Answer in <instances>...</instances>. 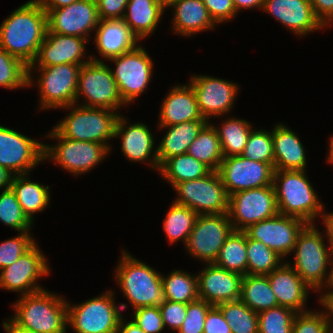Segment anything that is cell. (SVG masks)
Wrapping results in <instances>:
<instances>
[{
	"instance_id": "cell-1",
	"label": "cell",
	"mask_w": 333,
	"mask_h": 333,
	"mask_svg": "<svg viewBox=\"0 0 333 333\" xmlns=\"http://www.w3.org/2000/svg\"><path fill=\"white\" fill-rule=\"evenodd\" d=\"M46 31V11L36 0L27 1L1 23L0 48L30 66Z\"/></svg>"
},
{
	"instance_id": "cell-2",
	"label": "cell",
	"mask_w": 333,
	"mask_h": 333,
	"mask_svg": "<svg viewBox=\"0 0 333 333\" xmlns=\"http://www.w3.org/2000/svg\"><path fill=\"white\" fill-rule=\"evenodd\" d=\"M316 227L307 224L299 233L293 250L294 264L290 265L313 291L321 292L324 287H330L333 279V250L325 245L324 237Z\"/></svg>"
},
{
	"instance_id": "cell-3",
	"label": "cell",
	"mask_w": 333,
	"mask_h": 333,
	"mask_svg": "<svg viewBox=\"0 0 333 333\" xmlns=\"http://www.w3.org/2000/svg\"><path fill=\"white\" fill-rule=\"evenodd\" d=\"M11 320L35 333H66L67 301L46 289L21 296Z\"/></svg>"
},
{
	"instance_id": "cell-4",
	"label": "cell",
	"mask_w": 333,
	"mask_h": 333,
	"mask_svg": "<svg viewBox=\"0 0 333 333\" xmlns=\"http://www.w3.org/2000/svg\"><path fill=\"white\" fill-rule=\"evenodd\" d=\"M306 175V170H274L273 186L280 214L314 224L324 208Z\"/></svg>"
},
{
	"instance_id": "cell-5",
	"label": "cell",
	"mask_w": 333,
	"mask_h": 333,
	"mask_svg": "<svg viewBox=\"0 0 333 333\" xmlns=\"http://www.w3.org/2000/svg\"><path fill=\"white\" fill-rule=\"evenodd\" d=\"M115 279L133 309L160 306L164 299L162 274L123 251Z\"/></svg>"
},
{
	"instance_id": "cell-6",
	"label": "cell",
	"mask_w": 333,
	"mask_h": 333,
	"mask_svg": "<svg viewBox=\"0 0 333 333\" xmlns=\"http://www.w3.org/2000/svg\"><path fill=\"white\" fill-rule=\"evenodd\" d=\"M64 108L72 109L68 116L53 127L63 137L96 142L112 149L107 141L114 138L116 122L120 114L107 108L84 107L81 104H72Z\"/></svg>"
},
{
	"instance_id": "cell-7",
	"label": "cell",
	"mask_w": 333,
	"mask_h": 333,
	"mask_svg": "<svg viewBox=\"0 0 333 333\" xmlns=\"http://www.w3.org/2000/svg\"><path fill=\"white\" fill-rule=\"evenodd\" d=\"M114 292L108 290L100 296L80 304L67 302V324L75 333H118L119 322L127 305L118 306Z\"/></svg>"
},
{
	"instance_id": "cell-8",
	"label": "cell",
	"mask_w": 333,
	"mask_h": 333,
	"mask_svg": "<svg viewBox=\"0 0 333 333\" xmlns=\"http://www.w3.org/2000/svg\"><path fill=\"white\" fill-rule=\"evenodd\" d=\"M91 59L79 71L75 104L79 103L78 100L83 95L86 103L81 106L118 110L125 103L110 67L94 56Z\"/></svg>"
},
{
	"instance_id": "cell-9",
	"label": "cell",
	"mask_w": 333,
	"mask_h": 333,
	"mask_svg": "<svg viewBox=\"0 0 333 333\" xmlns=\"http://www.w3.org/2000/svg\"><path fill=\"white\" fill-rule=\"evenodd\" d=\"M82 65L84 64L28 67V87L34 83L32 70L36 68L40 74L36 85L40 90L41 109H62L75 104L78 76Z\"/></svg>"
},
{
	"instance_id": "cell-10",
	"label": "cell",
	"mask_w": 333,
	"mask_h": 333,
	"mask_svg": "<svg viewBox=\"0 0 333 333\" xmlns=\"http://www.w3.org/2000/svg\"><path fill=\"white\" fill-rule=\"evenodd\" d=\"M174 203L187 206L198 215L228 213L229 195L218 171L176 184Z\"/></svg>"
},
{
	"instance_id": "cell-11",
	"label": "cell",
	"mask_w": 333,
	"mask_h": 333,
	"mask_svg": "<svg viewBox=\"0 0 333 333\" xmlns=\"http://www.w3.org/2000/svg\"><path fill=\"white\" fill-rule=\"evenodd\" d=\"M47 138H53L59 142L52 146L44 144V160H54L53 162L75 176L90 171L110 152L104 144L67 139L55 128L51 129Z\"/></svg>"
},
{
	"instance_id": "cell-12",
	"label": "cell",
	"mask_w": 333,
	"mask_h": 333,
	"mask_svg": "<svg viewBox=\"0 0 333 333\" xmlns=\"http://www.w3.org/2000/svg\"><path fill=\"white\" fill-rule=\"evenodd\" d=\"M278 213L273 185L240 191L229 196L228 216L233 230L244 231L250 225Z\"/></svg>"
},
{
	"instance_id": "cell-13",
	"label": "cell",
	"mask_w": 333,
	"mask_h": 333,
	"mask_svg": "<svg viewBox=\"0 0 333 333\" xmlns=\"http://www.w3.org/2000/svg\"><path fill=\"white\" fill-rule=\"evenodd\" d=\"M116 66L112 70L113 77L118 86L121 98L127 105L144 93L152 79L153 61L142 45L109 59Z\"/></svg>"
},
{
	"instance_id": "cell-14",
	"label": "cell",
	"mask_w": 333,
	"mask_h": 333,
	"mask_svg": "<svg viewBox=\"0 0 333 333\" xmlns=\"http://www.w3.org/2000/svg\"><path fill=\"white\" fill-rule=\"evenodd\" d=\"M232 231L228 213L197 215L185 245L186 251L205 264L214 263Z\"/></svg>"
},
{
	"instance_id": "cell-15",
	"label": "cell",
	"mask_w": 333,
	"mask_h": 333,
	"mask_svg": "<svg viewBox=\"0 0 333 333\" xmlns=\"http://www.w3.org/2000/svg\"><path fill=\"white\" fill-rule=\"evenodd\" d=\"M44 162V143L0 126V166L13 175L28 174Z\"/></svg>"
},
{
	"instance_id": "cell-16",
	"label": "cell",
	"mask_w": 333,
	"mask_h": 333,
	"mask_svg": "<svg viewBox=\"0 0 333 333\" xmlns=\"http://www.w3.org/2000/svg\"><path fill=\"white\" fill-rule=\"evenodd\" d=\"M228 195L273 185L274 167L241 155L224 157L218 170Z\"/></svg>"
},
{
	"instance_id": "cell-17",
	"label": "cell",
	"mask_w": 333,
	"mask_h": 333,
	"mask_svg": "<svg viewBox=\"0 0 333 333\" xmlns=\"http://www.w3.org/2000/svg\"><path fill=\"white\" fill-rule=\"evenodd\" d=\"M43 254L35 243L14 264L0 270V288L20 292V296L43 290L37 280L50 273L48 261Z\"/></svg>"
},
{
	"instance_id": "cell-18",
	"label": "cell",
	"mask_w": 333,
	"mask_h": 333,
	"mask_svg": "<svg viewBox=\"0 0 333 333\" xmlns=\"http://www.w3.org/2000/svg\"><path fill=\"white\" fill-rule=\"evenodd\" d=\"M307 223L297 217L277 215L250 225L244 230L253 240H258L280 257H286L294 250L297 237Z\"/></svg>"
},
{
	"instance_id": "cell-19",
	"label": "cell",
	"mask_w": 333,
	"mask_h": 333,
	"mask_svg": "<svg viewBox=\"0 0 333 333\" xmlns=\"http://www.w3.org/2000/svg\"><path fill=\"white\" fill-rule=\"evenodd\" d=\"M47 30L90 40V31L100 22L96 0H78L68 6L45 10Z\"/></svg>"
},
{
	"instance_id": "cell-20",
	"label": "cell",
	"mask_w": 333,
	"mask_h": 333,
	"mask_svg": "<svg viewBox=\"0 0 333 333\" xmlns=\"http://www.w3.org/2000/svg\"><path fill=\"white\" fill-rule=\"evenodd\" d=\"M196 95V100L203 118L223 116L230 112L239 86L231 81L207 75H197L189 83Z\"/></svg>"
},
{
	"instance_id": "cell-21",
	"label": "cell",
	"mask_w": 333,
	"mask_h": 333,
	"mask_svg": "<svg viewBox=\"0 0 333 333\" xmlns=\"http://www.w3.org/2000/svg\"><path fill=\"white\" fill-rule=\"evenodd\" d=\"M88 39L46 31L35 60L28 67H47L59 64H85V44ZM84 58V59H83ZM82 59V60H81Z\"/></svg>"
},
{
	"instance_id": "cell-22",
	"label": "cell",
	"mask_w": 333,
	"mask_h": 333,
	"mask_svg": "<svg viewBox=\"0 0 333 333\" xmlns=\"http://www.w3.org/2000/svg\"><path fill=\"white\" fill-rule=\"evenodd\" d=\"M242 278L214 263L207 264L197 275L198 297L212 306L240 300Z\"/></svg>"
},
{
	"instance_id": "cell-23",
	"label": "cell",
	"mask_w": 333,
	"mask_h": 333,
	"mask_svg": "<svg viewBox=\"0 0 333 333\" xmlns=\"http://www.w3.org/2000/svg\"><path fill=\"white\" fill-rule=\"evenodd\" d=\"M262 10L301 37L325 28L315 16L310 0H264Z\"/></svg>"
},
{
	"instance_id": "cell-24",
	"label": "cell",
	"mask_w": 333,
	"mask_h": 333,
	"mask_svg": "<svg viewBox=\"0 0 333 333\" xmlns=\"http://www.w3.org/2000/svg\"><path fill=\"white\" fill-rule=\"evenodd\" d=\"M114 137H120L122 153L129 161L145 162L147 160L152 169H158L159 172L157 148L153 150L155 139L146 124L140 122L128 125L124 115H120L116 122Z\"/></svg>"
},
{
	"instance_id": "cell-25",
	"label": "cell",
	"mask_w": 333,
	"mask_h": 333,
	"mask_svg": "<svg viewBox=\"0 0 333 333\" xmlns=\"http://www.w3.org/2000/svg\"><path fill=\"white\" fill-rule=\"evenodd\" d=\"M278 305L305 312L308 292L311 288L302 280L290 262H284L267 275ZM305 307V308H304Z\"/></svg>"
},
{
	"instance_id": "cell-26",
	"label": "cell",
	"mask_w": 333,
	"mask_h": 333,
	"mask_svg": "<svg viewBox=\"0 0 333 333\" xmlns=\"http://www.w3.org/2000/svg\"><path fill=\"white\" fill-rule=\"evenodd\" d=\"M163 99L158 126H173L193 120H206L200 113L196 95L190 84L171 88Z\"/></svg>"
},
{
	"instance_id": "cell-27",
	"label": "cell",
	"mask_w": 333,
	"mask_h": 333,
	"mask_svg": "<svg viewBox=\"0 0 333 333\" xmlns=\"http://www.w3.org/2000/svg\"><path fill=\"white\" fill-rule=\"evenodd\" d=\"M95 45L99 54L112 59L135 49L139 40L123 19L100 20L95 29Z\"/></svg>"
},
{
	"instance_id": "cell-28",
	"label": "cell",
	"mask_w": 333,
	"mask_h": 333,
	"mask_svg": "<svg viewBox=\"0 0 333 333\" xmlns=\"http://www.w3.org/2000/svg\"><path fill=\"white\" fill-rule=\"evenodd\" d=\"M274 170H306L304 146L294 131L284 124L272 130Z\"/></svg>"
},
{
	"instance_id": "cell-29",
	"label": "cell",
	"mask_w": 333,
	"mask_h": 333,
	"mask_svg": "<svg viewBox=\"0 0 333 333\" xmlns=\"http://www.w3.org/2000/svg\"><path fill=\"white\" fill-rule=\"evenodd\" d=\"M208 123V120H193L173 126H159L160 129L168 130L156 146L159 167L169 158L186 154L189 146Z\"/></svg>"
},
{
	"instance_id": "cell-30",
	"label": "cell",
	"mask_w": 333,
	"mask_h": 333,
	"mask_svg": "<svg viewBox=\"0 0 333 333\" xmlns=\"http://www.w3.org/2000/svg\"><path fill=\"white\" fill-rule=\"evenodd\" d=\"M174 9L173 31L186 37L217 25L211 18L203 0H178L168 6ZM214 27V28H213Z\"/></svg>"
},
{
	"instance_id": "cell-31",
	"label": "cell",
	"mask_w": 333,
	"mask_h": 333,
	"mask_svg": "<svg viewBox=\"0 0 333 333\" xmlns=\"http://www.w3.org/2000/svg\"><path fill=\"white\" fill-rule=\"evenodd\" d=\"M165 9L161 0H128L123 21L142 40L156 30Z\"/></svg>"
},
{
	"instance_id": "cell-32",
	"label": "cell",
	"mask_w": 333,
	"mask_h": 333,
	"mask_svg": "<svg viewBox=\"0 0 333 333\" xmlns=\"http://www.w3.org/2000/svg\"><path fill=\"white\" fill-rule=\"evenodd\" d=\"M28 174L14 175L11 189L22 207L24 214L33 223L34 213L44 211L49 205V186L28 179Z\"/></svg>"
},
{
	"instance_id": "cell-33",
	"label": "cell",
	"mask_w": 333,
	"mask_h": 333,
	"mask_svg": "<svg viewBox=\"0 0 333 333\" xmlns=\"http://www.w3.org/2000/svg\"><path fill=\"white\" fill-rule=\"evenodd\" d=\"M240 300L256 313L279 306L267 275L243 276Z\"/></svg>"
},
{
	"instance_id": "cell-34",
	"label": "cell",
	"mask_w": 333,
	"mask_h": 333,
	"mask_svg": "<svg viewBox=\"0 0 333 333\" xmlns=\"http://www.w3.org/2000/svg\"><path fill=\"white\" fill-rule=\"evenodd\" d=\"M187 154L202 162L211 171H218L224 159L218 133L210 122L189 146Z\"/></svg>"
},
{
	"instance_id": "cell-35",
	"label": "cell",
	"mask_w": 333,
	"mask_h": 333,
	"mask_svg": "<svg viewBox=\"0 0 333 333\" xmlns=\"http://www.w3.org/2000/svg\"><path fill=\"white\" fill-rule=\"evenodd\" d=\"M214 264L230 272L247 275V235L244 231H232Z\"/></svg>"
},
{
	"instance_id": "cell-36",
	"label": "cell",
	"mask_w": 333,
	"mask_h": 333,
	"mask_svg": "<svg viewBox=\"0 0 333 333\" xmlns=\"http://www.w3.org/2000/svg\"><path fill=\"white\" fill-rule=\"evenodd\" d=\"M159 171L163 179L174 187L178 183L206 176L211 170L186 153L169 158Z\"/></svg>"
},
{
	"instance_id": "cell-37",
	"label": "cell",
	"mask_w": 333,
	"mask_h": 333,
	"mask_svg": "<svg viewBox=\"0 0 333 333\" xmlns=\"http://www.w3.org/2000/svg\"><path fill=\"white\" fill-rule=\"evenodd\" d=\"M224 157L239 156L242 154L252 126L244 119L230 118L216 127Z\"/></svg>"
},
{
	"instance_id": "cell-38",
	"label": "cell",
	"mask_w": 333,
	"mask_h": 333,
	"mask_svg": "<svg viewBox=\"0 0 333 333\" xmlns=\"http://www.w3.org/2000/svg\"><path fill=\"white\" fill-rule=\"evenodd\" d=\"M164 299L188 304L199 299L197 275L173 270L167 277L162 275Z\"/></svg>"
},
{
	"instance_id": "cell-39",
	"label": "cell",
	"mask_w": 333,
	"mask_h": 333,
	"mask_svg": "<svg viewBox=\"0 0 333 333\" xmlns=\"http://www.w3.org/2000/svg\"><path fill=\"white\" fill-rule=\"evenodd\" d=\"M170 206L163 222L164 233L170 243L182 240L185 246L198 214L174 202Z\"/></svg>"
},
{
	"instance_id": "cell-40",
	"label": "cell",
	"mask_w": 333,
	"mask_h": 333,
	"mask_svg": "<svg viewBox=\"0 0 333 333\" xmlns=\"http://www.w3.org/2000/svg\"><path fill=\"white\" fill-rule=\"evenodd\" d=\"M232 333H258V313L241 300L217 305Z\"/></svg>"
},
{
	"instance_id": "cell-41",
	"label": "cell",
	"mask_w": 333,
	"mask_h": 333,
	"mask_svg": "<svg viewBox=\"0 0 333 333\" xmlns=\"http://www.w3.org/2000/svg\"><path fill=\"white\" fill-rule=\"evenodd\" d=\"M282 260L262 242L247 236V274L268 275L282 264Z\"/></svg>"
},
{
	"instance_id": "cell-42",
	"label": "cell",
	"mask_w": 333,
	"mask_h": 333,
	"mask_svg": "<svg viewBox=\"0 0 333 333\" xmlns=\"http://www.w3.org/2000/svg\"><path fill=\"white\" fill-rule=\"evenodd\" d=\"M0 221L19 232H29L33 223L24 214L11 188L0 194Z\"/></svg>"
},
{
	"instance_id": "cell-43",
	"label": "cell",
	"mask_w": 333,
	"mask_h": 333,
	"mask_svg": "<svg viewBox=\"0 0 333 333\" xmlns=\"http://www.w3.org/2000/svg\"><path fill=\"white\" fill-rule=\"evenodd\" d=\"M0 86L19 89L28 86V66L0 48Z\"/></svg>"
},
{
	"instance_id": "cell-44",
	"label": "cell",
	"mask_w": 333,
	"mask_h": 333,
	"mask_svg": "<svg viewBox=\"0 0 333 333\" xmlns=\"http://www.w3.org/2000/svg\"><path fill=\"white\" fill-rule=\"evenodd\" d=\"M296 313L285 306L258 313V333H292Z\"/></svg>"
},
{
	"instance_id": "cell-45",
	"label": "cell",
	"mask_w": 333,
	"mask_h": 333,
	"mask_svg": "<svg viewBox=\"0 0 333 333\" xmlns=\"http://www.w3.org/2000/svg\"><path fill=\"white\" fill-rule=\"evenodd\" d=\"M241 156L253 161L269 163L274 167L272 131L252 129Z\"/></svg>"
},
{
	"instance_id": "cell-46",
	"label": "cell",
	"mask_w": 333,
	"mask_h": 333,
	"mask_svg": "<svg viewBox=\"0 0 333 333\" xmlns=\"http://www.w3.org/2000/svg\"><path fill=\"white\" fill-rule=\"evenodd\" d=\"M29 232H20L17 236L0 243V270L14 264L36 242Z\"/></svg>"
},
{
	"instance_id": "cell-47",
	"label": "cell",
	"mask_w": 333,
	"mask_h": 333,
	"mask_svg": "<svg viewBox=\"0 0 333 333\" xmlns=\"http://www.w3.org/2000/svg\"><path fill=\"white\" fill-rule=\"evenodd\" d=\"M292 333H332L327 312L308 310L296 313Z\"/></svg>"
},
{
	"instance_id": "cell-48",
	"label": "cell",
	"mask_w": 333,
	"mask_h": 333,
	"mask_svg": "<svg viewBox=\"0 0 333 333\" xmlns=\"http://www.w3.org/2000/svg\"><path fill=\"white\" fill-rule=\"evenodd\" d=\"M212 307L204 300L198 299L187 304L186 317L178 333H203L208 310Z\"/></svg>"
},
{
	"instance_id": "cell-49",
	"label": "cell",
	"mask_w": 333,
	"mask_h": 333,
	"mask_svg": "<svg viewBox=\"0 0 333 333\" xmlns=\"http://www.w3.org/2000/svg\"><path fill=\"white\" fill-rule=\"evenodd\" d=\"M132 317V320L146 333H161L165 329L159 306L137 308Z\"/></svg>"
},
{
	"instance_id": "cell-50",
	"label": "cell",
	"mask_w": 333,
	"mask_h": 333,
	"mask_svg": "<svg viewBox=\"0 0 333 333\" xmlns=\"http://www.w3.org/2000/svg\"><path fill=\"white\" fill-rule=\"evenodd\" d=\"M159 309L164 326L178 331L186 317L187 304L164 300Z\"/></svg>"
},
{
	"instance_id": "cell-51",
	"label": "cell",
	"mask_w": 333,
	"mask_h": 333,
	"mask_svg": "<svg viewBox=\"0 0 333 333\" xmlns=\"http://www.w3.org/2000/svg\"><path fill=\"white\" fill-rule=\"evenodd\" d=\"M203 2L216 24L229 21L237 15L233 0H203Z\"/></svg>"
},
{
	"instance_id": "cell-52",
	"label": "cell",
	"mask_w": 333,
	"mask_h": 333,
	"mask_svg": "<svg viewBox=\"0 0 333 333\" xmlns=\"http://www.w3.org/2000/svg\"><path fill=\"white\" fill-rule=\"evenodd\" d=\"M128 0H96L100 20L123 19Z\"/></svg>"
},
{
	"instance_id": "cell-53",
	"label": "cell",
	"mask_w": 333,
	"mask_h": 333,
	"mask_svg": "<svg viewBox=\"0 0 333 333\" xmlns=\"http://www.w3.org/2000/svg\"><path fill=\"white\" fill-rule=\"evenodd\" d=\"M203 333H232L228 322L217 306H212L208 310Z\"/></svg>"
},
{
	"instance_id": "cell-54",
	"label": "cell",
	"mask_w": 333,
	"mask_h": 333,
	"mask_svg": "<svg viewBox=\"0 0 333 333\" xmlns=\"http://www.w3.org/2000/svg\"><path fill=\"white\" fill-rule=\"evenodd\" d=\"M315 16L326 25L333 19V0H310Z\"/></svg>"
},
{
	"instance_id": "cell-55",
	"label": "cell",
	"mask_w": 333,
	"mask_h": 333,
	"mask_svg": "<svg viewBox=\"0 0 333 333\" xmlns=\"http://www.w3.org/2000/svg\"><path fill=\"white\" fill-rule=\"evenodd\" d=\"M330 291H325L326 293L320 296V303L323 305L324 309L327 312L328 320L330 324L331 331L333 333V289L329 288Z\"/></svg>"
},
{
	"instance_id": "cell-56",
	"label": "cell",
	"mask_w": 333,
	"mask_h": 333,
	"mask_svg": "<svg viewBox=\"0 0 333 333\" xmlns=\"http://www.w3.org/2000/svg\"><path fill=\"white\" fill-rule=\"evenodd\" d=\"M323 217L322 223L325 225V233H326V238L328 239L327 241L329 242V246L333 250V213H326L325 211L322 214Z\"/></svg>"
},
{
	"instance_id": "cell-57",
	"label": "cell",
	"mask_w": 333,
	"mask_h": 333,
	"mask_svg": "<svg viewBox=\"0 0 333 333\" xmlns=\"http://www.w3.org/2000/svg\"><path fill=\"white\" fill-rule=\"evenodd\" d=\"M233 4L238 13L241 9L261 8L263 9L264 0H233Z\"/></svg>"
},
{
	"instance_id": "cell-58",
	"label": "cell",
	"mask_w": 333,
	"mask_h": 333,
	"mask_svg": "<svg viewBox=\"0 0 333 333\" xmlns=\"http://www.w3.org/2000/svg\"><path fill=\"white\" fill-rule=\"evenodd\" d=\"M44 10L58 9L78 0H36Z\"/></svg>"
},
{
	"instance_id": "cell-59",
	"label": "cell",
	"mask_w": 333,
	"mask_h": 333,
	"mask_svg": "<svg viewBox=\"0 0 333 333\" xmlns=\"http://www.w3.org/2000/svg\"><path fill=\"white\" fill-rule=\"evenodd\" d=\"M118 333H146L143 331L133 320L128 321L127 323L121 317L119 322Z\"/></svg>"
},
{
	"instance_id": "cell-60",
	"label": "cell",
	"mask_w": 333,
	"mask_h": 333,
	"mask_svg": "<svg viewBox=\"0 0 333 333\" xmlns=\"http://www.w3.org/2000/svg\"><path fill=\"white\" fill-rule=\"evenodd\" d=\"M13 176L7 168L0 166V189L10 188Z\"/></svg>"
},
{
	"instance_id": "cell-61",
	"label": "cell",
	"mask_w": 333,
	"mask_h": 333,
	"mask_svg": "<svg viewBox=\"0 0 333 333\" xmlns=\"http://www.w3.org/2000/svg\"><path fill=\"white\" fill-rule=\"evenodd\" d=\"M3 329H5L6 333H35L15 324L10 318L3 322Z\"/></svg>"
},
{
	"instance_id": "cell-62",
	"label": "cell",
	"mask_w": 333,
	"mask_h": 333,
	"mask_svg": "<svg viewBox=\"0 0 333 333\" xmlns=\"http://www.w3.org/2000/svg\"><path fill=\"white\" fill-rule=\"evenodd\" d=\"M175 1H178V0H161V2L165 8H168V6L171 5L172 3H174Z\"/></svg>"
},
{
	"instance_id": "cell-63",
	"label": "cell",
	"mask_w": 333,
	"mask_h": 333,
	"mask_svg": "<svg viewBox=\"0 0 333 333\" xmlns=\"http://www.w3.org/2000/svg\"><path fill=\"white\" fill-rule=\"evenodd\" d=\"M327 158H328L327 161H329V163H333V150H329Z\"/></svg>"
},
{
	"instance_id": "cell-64",
	"label": "cell",
	"mask_w": 333,
	"mask_h": 333,
	"mask_svg": "<svg viewBox=\"0 0 333 333\" xmlns=\"http://www.w3.org/2000/svg\"><path fill=\"white\" fill-rule=\"evenodd\" d=\"M328 150H333V136L330 139V144H329V149Z\"/></svg>"
},
{
	"instance_id": "cell-65",
	"label": "cell",
	"mask_w": 333,
	"mask_h": 333,
	"mask_svg": "<svg viewBox=\"0 0 333 333\" xmlns=\"http://www.w3.org/2000/svg\"><path fill=\"white\" fill-rule=\"evenodd\" d=\"M333 22V19L326 25V26H330L329 24Z\"/></svg>"
},
{
	"instance_id": "cell-66",
	"label": "cell",
	"mask_w": 333,
	"mask_h": 333,
	"mask_svg": "<svg viewBox=\"0 0 333 333\" xmlns=\"http://www.w3.org/2000/svg\"><path fill=\"white\" fill-rule=\"evenodd\" d=\"M331 288H333V279H332V282H331V285H330Z\"/></svg>"
}]
</instances>
